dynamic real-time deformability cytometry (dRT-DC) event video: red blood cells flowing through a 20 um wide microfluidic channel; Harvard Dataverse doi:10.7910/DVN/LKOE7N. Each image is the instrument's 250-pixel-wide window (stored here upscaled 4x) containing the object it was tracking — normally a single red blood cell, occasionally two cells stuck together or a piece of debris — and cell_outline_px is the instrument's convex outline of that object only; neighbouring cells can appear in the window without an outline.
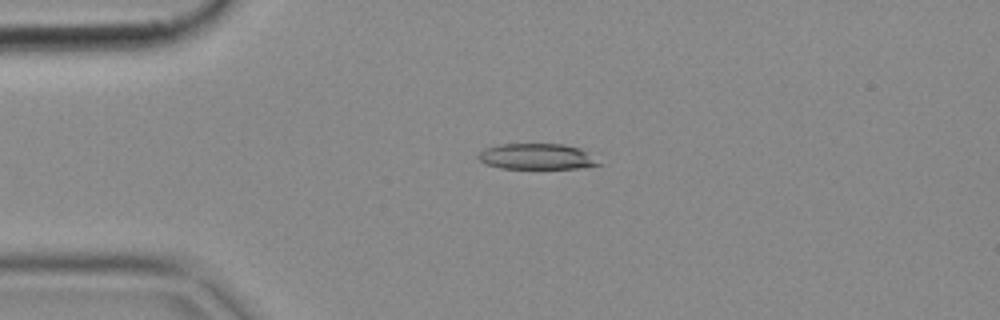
{"species": "common noctule bat (a hibernating species)", "species_latin": "Nyctalus noctula", "temperature_condition": "cold", "stored_images_in_passage": 3, "camera_frame_rate_fps": 3000, "um_per_image_px": 0.085, "animal": {"sex": "female", "body_mass_g": 18.4}, "frame": {"image": 1, "passage_image": 2, "time_ms": 0.333, "image_size_px": [1000, 320], "cell_outline_px": [[604, 164], [584, 168], [500, 168], [484, 164], [476, 156], [484, 148], [500, 144], [564, 144], [580, 148], [588, 152]], "centroid_in_image_um": [45.65, 13.31], "position_along_channel_um": 39.3, "area_um2": 18.32}}